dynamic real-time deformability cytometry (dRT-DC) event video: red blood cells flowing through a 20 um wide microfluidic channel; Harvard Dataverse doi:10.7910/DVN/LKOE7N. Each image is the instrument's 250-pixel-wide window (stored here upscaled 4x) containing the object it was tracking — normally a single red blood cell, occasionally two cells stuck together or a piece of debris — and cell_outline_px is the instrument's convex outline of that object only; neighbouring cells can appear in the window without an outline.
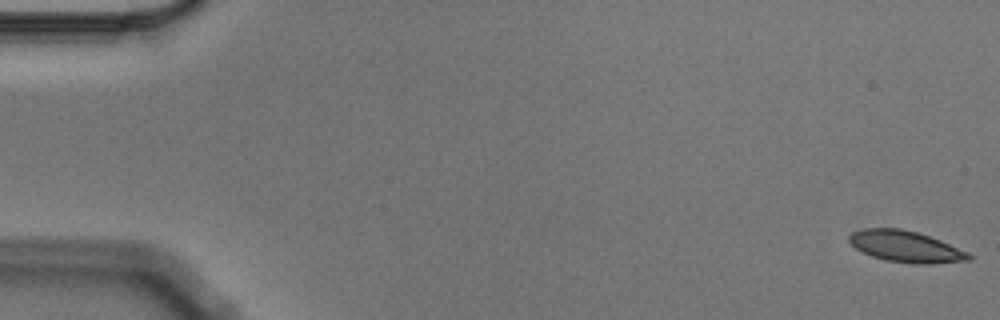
{"species": "Egyptian fruit bat (a non-hibernating species)", "species_latin": "Rousettus aegyptiacus", "temperature_condition": "cold", "stored_images_in_passage": 5, "camera_frame_rate_fps": 3000, "um_per_image_px": 0.085, "animal": {"sex": "male"}, "frame": {"image": 1, "passage_image": 1, "time_ms": 0.0, "image_size_px": [1000, 320], "cell_outline_px": [[972, 260], [932, 264], [916, 264], [884, 260], [872, 256], [856, 248], [848, 240], [848, 236], [852, 232], [864, 228], [900, 228], [916, 232], [940, 240], [968, 252], [972, 256]], "centroid_in_image_um": [77.0, 20.96], "position_along_channel_um": 8.0, "area_um2": 21.79}}
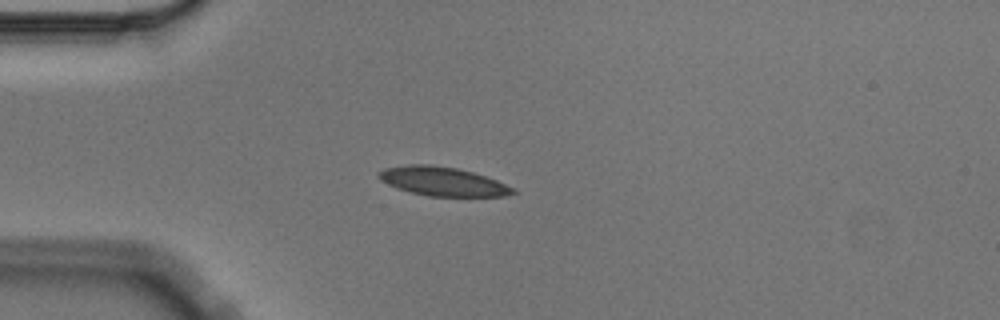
{"frame": {"image": 2, "passage_image": 5, "time_ms": 1.333, "image_size_px": [1000, 320], "cell_outline_px": [[520, 192], [504, 196], [428, 196], [396, 188], [380, 180], [376, 176], [376, 172], [384, 168], [408, 164], [432, 164], [456, 168], [472, 172], [496, 180], [516, 188]], "centroid_in_image_um": [37.61, 15.41], "position_along_channel_um": 47.4, "area_um2": 22.77}}